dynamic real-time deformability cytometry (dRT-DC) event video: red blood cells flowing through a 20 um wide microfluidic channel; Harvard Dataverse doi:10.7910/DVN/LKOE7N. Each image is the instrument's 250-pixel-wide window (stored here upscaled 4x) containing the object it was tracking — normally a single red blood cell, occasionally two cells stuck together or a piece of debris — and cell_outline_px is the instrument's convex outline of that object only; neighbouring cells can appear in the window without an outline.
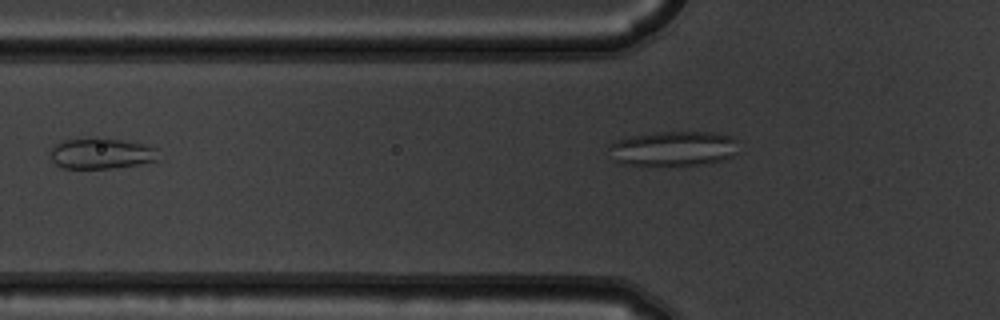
{"species": "common noctule bat (a hibernating species)", "species_latin": "Nyctalus noctula", "temperature_condition": "warm", "stored_images_in_passage": 7, "camera_frame_rate_fps": 3000, "um_per_image_px": 0.085, "animal": {"sex": "male", "body_mass_g": 19.5, "forearm_length_mm": 54.6}, "frame": {"image": 1, "passage_image": 4, "time_ms": 1.0, "image_size_px": [1000, 320], "cell_outline_px": [[156, 160], [136, 164], [112, 168], [64, 168], [56, 164], [52, 160], [48, 152], [56, 144], [64, 140], [96, 136], [104, 136], [140, 144], [156, 148]], "centroid_in_image_um": [8.52, 13.01], "position_along_channel_um": 117.3, "area_um2": 19.42}}
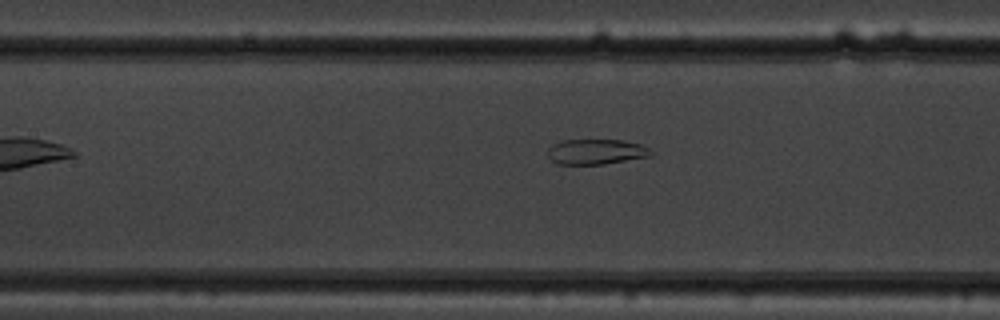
{"frame": {"image": 2, "passage_image": 6, "time_ms": 1.667, "image_size_px": [1000, 320], "cell_outline_px": [[652, 156], [604, 164], [556, 164], [548, 156], [548, 148], [552, 144], [564, 140], [620, 140], [640, 144], [648, 148], [652, 152]], "centroid_in_image_um": [50.65, 12.9], "position_along_channel_um": 156.7, "area_um2": 15.14}}
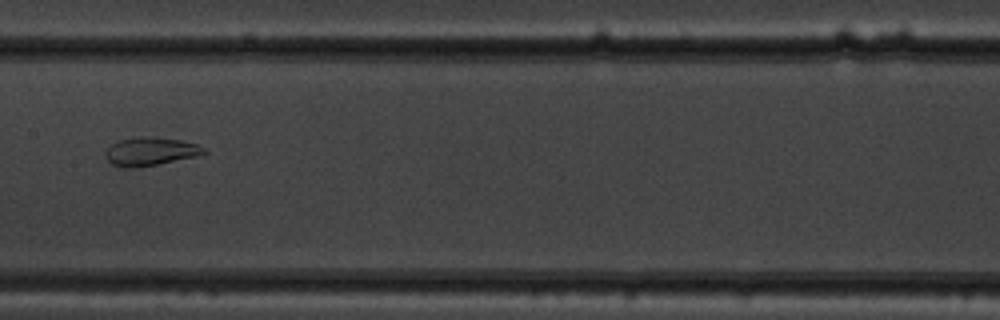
{"frame": {"image": 3, "passage_image": 7, "time_ms": 2.0, "image_size_px": [1000, 320], "cell_outline_px": [[208, 152], [196, 156], [136, 168], [124, 168], [112, 164], [104, 156], [104, 152], [112, 144], [120, 140], [140, 136], [156, 136], [180, 140], [196, 144], [204, 148]], "centroid_in_image_um": [12.75, 12.86], "position_along_channel_um": 194.6, "area_um2": 16.24}}